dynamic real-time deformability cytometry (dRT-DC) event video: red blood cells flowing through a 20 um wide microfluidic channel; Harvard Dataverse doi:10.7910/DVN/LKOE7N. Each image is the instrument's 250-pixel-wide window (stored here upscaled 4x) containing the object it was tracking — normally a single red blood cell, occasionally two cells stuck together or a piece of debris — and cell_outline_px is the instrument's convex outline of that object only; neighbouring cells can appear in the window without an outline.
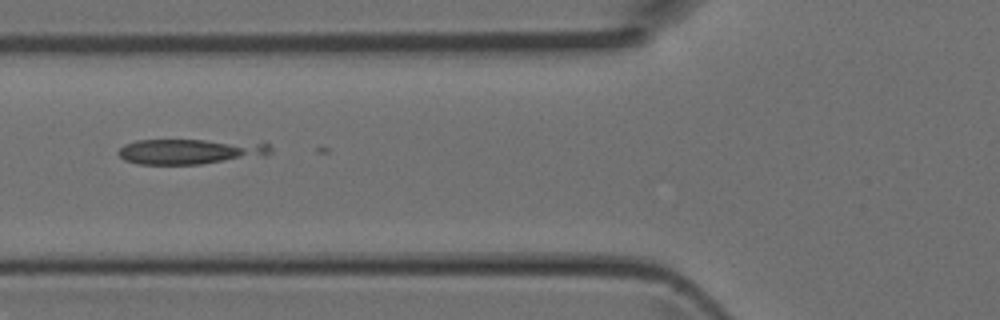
{"species": "Egyptian fruit bat (a non-hibernating species)", "species_latin": "Rousettus aegyptiacus", "temperature_condition": "room temperature", "stored_images_in_passage": 2, "camera_frame_rate_fps": 3000, "um_per_image_px": 0.085, "animal": {"sex": "female"}, "frame": {"image": 1, "passage_image": 2, "time_ms": 0.333, "image_size_px": [1000, 320], "cell_outline_px": [[272, 152], [264, 156], [200, 164], [140, 164], [124, 160], [116, 152], [124, 144], [136, 140], [204, 140], [268, 144], [272, 148]], "centroid_in_image_um": [16.11, 12.88], "position_along_channel_um": 109.7, "area_um2": 22.2}}